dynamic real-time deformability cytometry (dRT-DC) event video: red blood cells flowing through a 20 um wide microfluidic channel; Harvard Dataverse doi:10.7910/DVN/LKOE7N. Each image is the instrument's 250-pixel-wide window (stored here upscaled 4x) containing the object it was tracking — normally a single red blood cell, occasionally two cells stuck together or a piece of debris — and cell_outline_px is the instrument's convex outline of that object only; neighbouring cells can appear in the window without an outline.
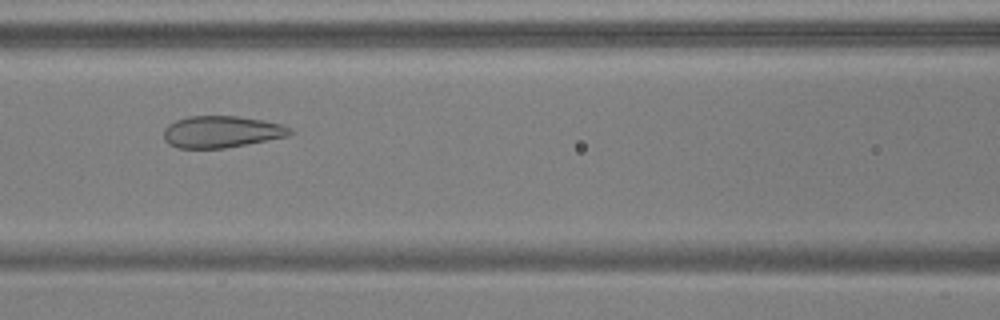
{"species": "common noctule bat (a hibernating species)", "species_latin": "Nyctalus noctula", "temperature_condition": "warm", "stored_images_in_passage": 40, "camera_frame_rate_fps": 3000, "um_per_image_px": 0.085, "animal": {"sex": "male", "body_mass_g": 17.9, "forearm_length_mm": 54.2}, "frame": {"image": 1, "passage_image": 9, "time_ms": 2.667, "image_size_px": [1000, 320], "cell_outline_px": [[296, 132], [288, 136], [224, 148], [176, 148], [168, 144], [164, 140], [164, 128], [168, 124], [176, 120], [188, 116], [236, 116], [264, 120], [280, 124], [292, 128]], "centroid_in_image_um": [18.82, 11.2], "position_along_channel_um": 147.8, "area_um2": 23.47}}
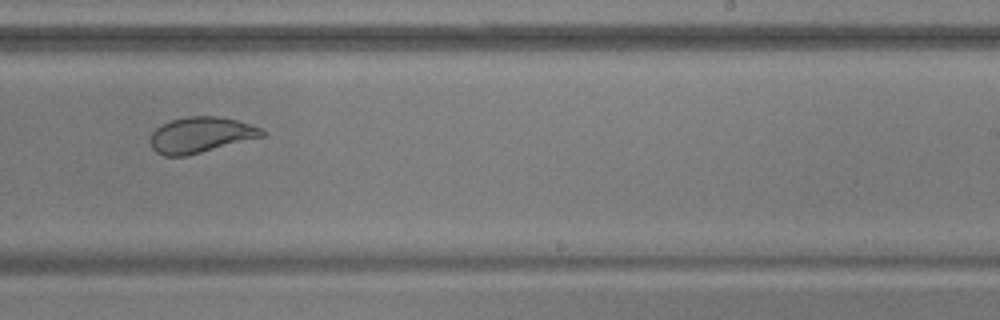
{"frame": {"image": 2, "passage_image": 19, "time_ms": 6.0, "image_size_px": [1000, 320], "cell_outline_px": [[268, 132], [264, 136], [184, 156], [164, 156], [156, 152], [152, 148], [152, 132], [156, 128], [172, 120], [188, 116], [216, 116], [236, 120], [260, 128]], "centroid_in_image_um": [17.07, 11.46], "position_along_channel_um": 271.9, "area_um2": 22.77}}
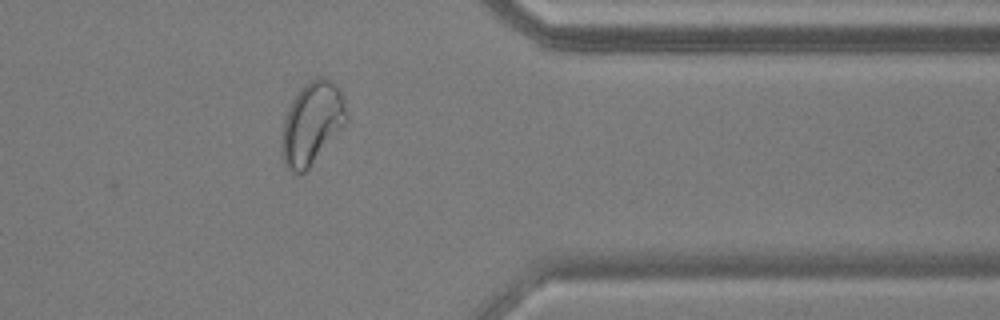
{"frame": {"image": 3, "passage_image": 29, "time_ms": 9.333, "image_size_px": [1000, 320], "cell_outline_px": [[348, 120], [344, 128], [308, 168], [300, 176], [292, 172], [284, 164], [284, 120], [288, 108], [292, 100], [300, 88], [308, 80], [316, 76], [324, 76], [332, 80], [340, 88], [344, 100], [348, 116]], "centroid_in_image_um": [26.58, 10.42], "position_along_channel_um": 384.8, "area_um2": 31.1}}